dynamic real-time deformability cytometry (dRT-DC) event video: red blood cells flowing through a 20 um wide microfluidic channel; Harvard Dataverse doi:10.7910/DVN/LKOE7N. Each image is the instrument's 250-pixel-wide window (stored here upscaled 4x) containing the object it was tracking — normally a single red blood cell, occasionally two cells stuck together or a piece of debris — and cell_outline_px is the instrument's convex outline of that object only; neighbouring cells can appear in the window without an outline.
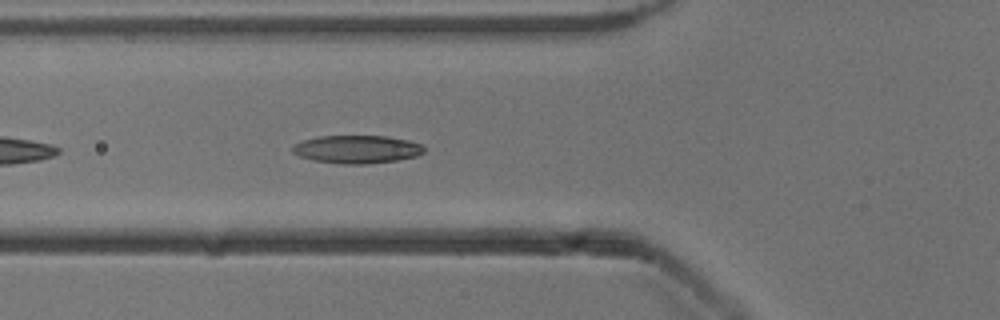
{"species": "common noctule bat (a hibernating species)", "species_latin": "Nyctalus noctula", "temperature_condition": "cold", "stored_images_in_passage": 24, "camera_frame_rate_fps": 3000, "um_per_image_px": 0.085, "animal": {"sex": "male", "body_mass_g": 13.3}, "frame": {"image": 1, "passage_image": 5, "time_ms": 1.333, "image_size_px": [1000, 320], "cell_outline_px": [[424, 152], [416, 156], [396, 160], [364, 164], [344, 164], [312, 160], [300, 156], [292, 152], [292, 148], [300, 140], [316, 136], [388, 136], [408, 140], [420, 144], [424, 148]], "centroid_in_image_um": [30.31, 12.68], "position_along_channel_um": 95.5, "area_um2": 21.44}}
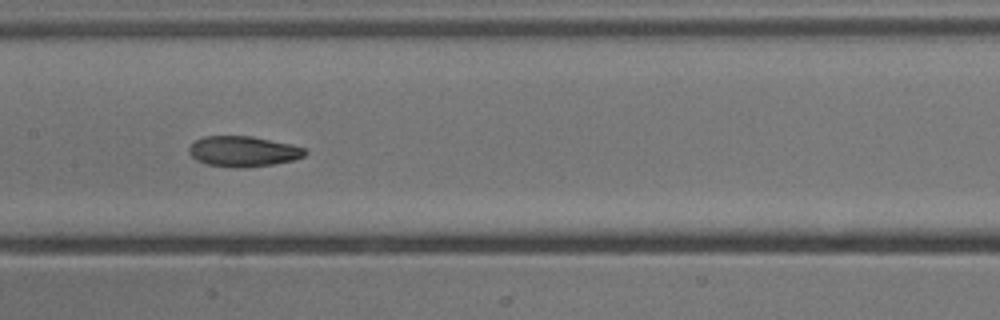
{"frame": {"image": 2, "passage_image": 12, "time_ms": 3.667, "image_size_px": [1000, 320], "cell_outline_px": [[308, 152], [304, 156], [292, 160], [272, 164], [244, 168], [236, 168], [208, 164], [196, 160], [188, 152], [188, 148], [196, 140], [204, 136], [252, 136], [292, 144], [304, 148]], "centroid_in_image_um": [20.67, 12.86], "position_along_channel_um": 186.7, "area_um2": 20.58}}
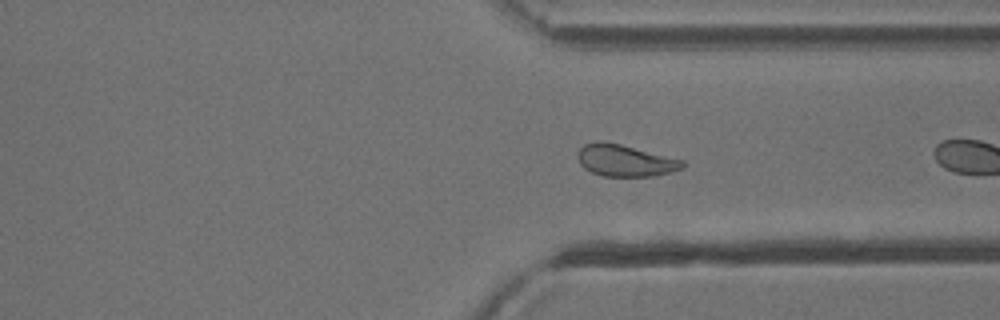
{"frame": {"image": 3, "passage_image": 23, "time_ms": 7.333, "image_size_px": [1000, 320], "cell_outline_px": [[684, 168], [652, 176], [604, 176], [592, 172], [584, 168], [580, 164], [576, 156], [576, 152], [584, 144], [596, 140], [600, 140], [620, 144], [684, 160]], "centroid_in_image_um": [53.08, 13.63], "position_along_channel_um": 358.3, "area_um2": 19.42}}